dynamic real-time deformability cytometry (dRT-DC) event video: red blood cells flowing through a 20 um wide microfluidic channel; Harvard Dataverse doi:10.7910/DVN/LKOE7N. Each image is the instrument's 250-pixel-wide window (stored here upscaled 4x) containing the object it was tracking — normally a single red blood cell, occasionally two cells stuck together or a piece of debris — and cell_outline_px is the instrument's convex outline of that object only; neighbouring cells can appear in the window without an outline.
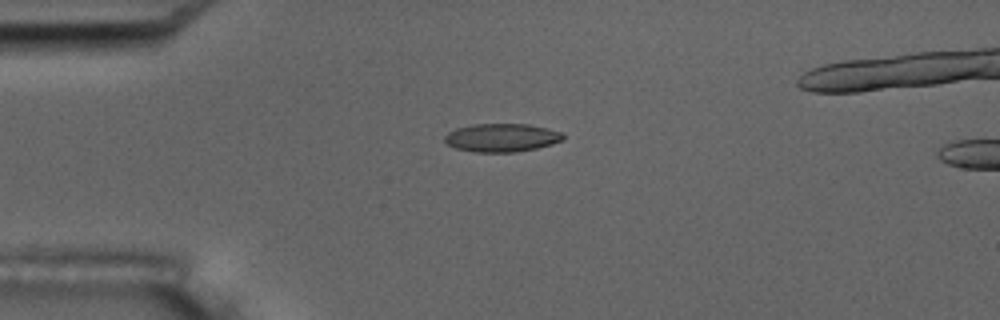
{"species": "common noctule bat (a hibernating species)", "species_latin": "Nyctalus noctula", "temperature_condition": "room temperature", "stored_images_in_passage": 7, "camera_frame_rate_fps": 3000, "um_per_image_px": 0.085, "animal": {"sex": "male", "body_mass_g": 17.5, "forearm_length_mm": 52.3}, "frame": {"image": 1, "passage_image": 3, "time_ms": 0.667, "image_size_px": [1000, 320], "cell_outline_px": [[564, 140], [552, 144], [536, 148], [516, 152], [476, 152], [456, 148], [448, 144], [444, 140], [444, 136], [448, 132], [456, 128], [472, 124], [528, 124], [548, 128], [564, 132]], "centroid_in_image_um": [42.67, 11.69], "position_along_channel_um": 42.3, "area_um2": 19.65}}